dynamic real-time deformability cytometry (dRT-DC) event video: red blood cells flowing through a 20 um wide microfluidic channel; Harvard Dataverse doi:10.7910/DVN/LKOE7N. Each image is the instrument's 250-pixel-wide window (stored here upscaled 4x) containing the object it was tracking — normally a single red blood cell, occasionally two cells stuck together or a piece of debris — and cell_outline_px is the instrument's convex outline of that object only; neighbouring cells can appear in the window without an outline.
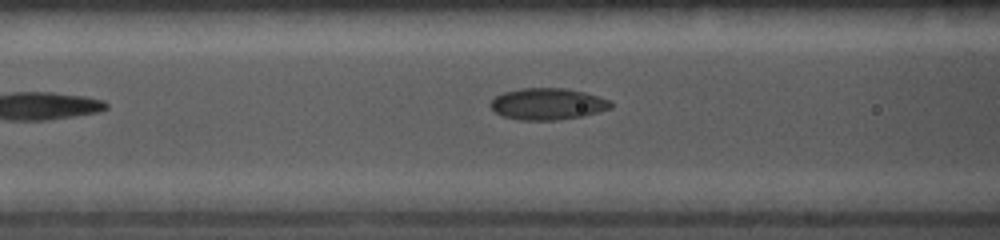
{"species": "common noctule bat (a hibernating species)", "species_latin": "Nyctalus noctula", "temperature_condition": "cold", "stored_images_in_passage": 6, "camera_frame_rate_fps": 5000, "um_per_image_px": 0.085, "animal": {"sex": "female", "body_mass_g": 19.0, "forearm_length_mm": 56.7}, "frame": {"image": 1, "passage_image": 6, "time_ms": 3.0, "image_size_px": [1000, 240], "cell_outline_px": [[612, 108], [584, 116], [556, 120], [520, 120], [504, 116], [496, 112], [488, 104], [496, 96], [504, 92], [520, 88], [564, 88], [584, 92], [608, 100], [612, 104]], "centroid_in_image_um": [46.54, 8.84], "position_along_channel_um": 120.1, "area_um2": 22.02}}